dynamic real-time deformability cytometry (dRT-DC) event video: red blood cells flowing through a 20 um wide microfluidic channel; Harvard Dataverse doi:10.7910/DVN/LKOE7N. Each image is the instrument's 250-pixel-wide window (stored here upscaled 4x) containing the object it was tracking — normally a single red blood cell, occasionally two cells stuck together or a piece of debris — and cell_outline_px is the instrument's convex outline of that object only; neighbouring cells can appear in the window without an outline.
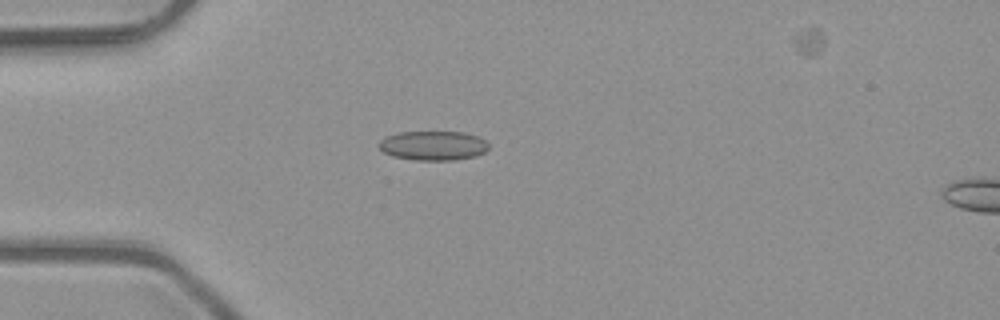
{"species": "common noctule bat (a hibernating species)", "species_latin": "Nyctalus noctula", "temperature_condition": "room temperature", "stored_images_in_passage": 6, "camera_frame_rate_fps": 3000, "um_per_image_px": 0.085, "animal": {"sex": "male", "body_mass_g": 23.1, "forearm_length_mm": 52.7}, "frame": {"image": 1, "passage_image": 5, "time_ms": 1.333, "image_size_px": [1000, 320], "cell_outline_px": [[488, 148], [484, 152], [476, 156], [456, 160], [416, 160], [392, 156], [384, 152], [376, 144], [384, 136], [400, 132], [464, 132], [476, 136], [484, 140], [488, 144]], "centroid_in_image_um": [36.79, 12.38], "position_along_channel_um": 48.2, "area_um2": 18.84}}